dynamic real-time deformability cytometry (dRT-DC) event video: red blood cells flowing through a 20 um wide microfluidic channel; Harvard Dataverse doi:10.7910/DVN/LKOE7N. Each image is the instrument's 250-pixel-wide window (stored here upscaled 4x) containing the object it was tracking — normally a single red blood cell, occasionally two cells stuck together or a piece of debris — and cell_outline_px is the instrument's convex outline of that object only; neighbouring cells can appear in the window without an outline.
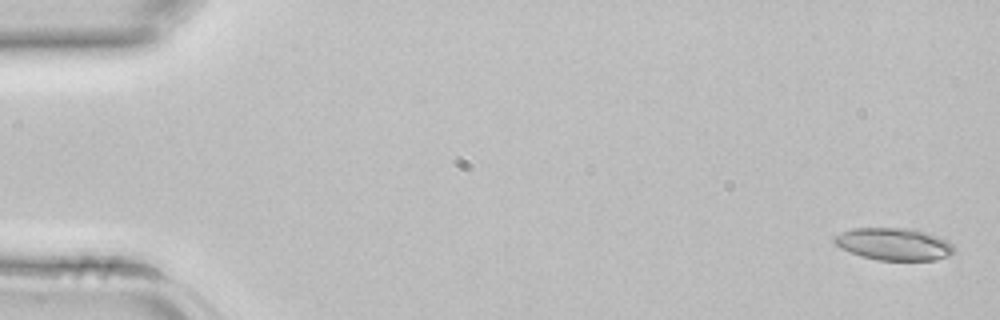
{"species": "common noctule bat (a hibernating species)", "species_latin": "Nyctalus noctula", "temperature_condition": "room temperature", "stored_images_in_passage": 44, "camera_frame_rate_fps": 3000, "um_per_image_px": 0.085, "animal": {"sex": "female", "body_mass_g": 22.7, "forearm_length_mm": 54.2}, "frame": {"image": 1, "passage_image": 2, "time_ms": 0.333, "image_size_px": [1000, 320], "cell_outline_px": [[956, 252], [948, 256], [936, 260], [876, 260], [860, 256], [840, 248], [832, 244], [832, 240], [836, 236], [852, 228], [912, 228], [936, 236], [952, 244], [956, 248]], "centroid_in_image_um": [75.97, 20.76], "position_along_channel_um": 9.0, "area_um2": 22.6}}
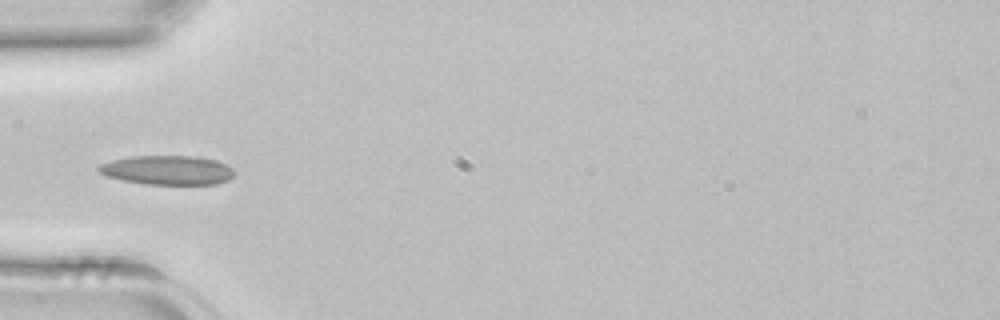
{"frame": {"image": 2, "passage_image": 15, "time_ms": 4.667, "image_size_px": [1000, 320], "cell_outline_px": [[236, 172], [228, 180], [216, 184], [144, 184], [124, 180], [108, 176], [100, 172], [96, 168], [100, 164], [112, 160], [132, 156], [200, 156], [216, 160], [232, 168]], "centroid_in_image_um": [14.26, 14.45], "position_along_channel_um": 70.7, "area_um2": 23.06}}
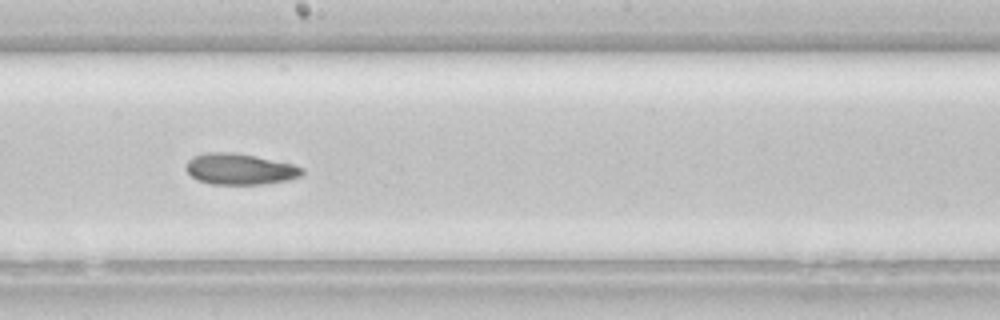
{"frame": {"image": 3, "passage_image": 25, "time_ms": 8.0, "image_size_px": [1000, 320], "cell_outline_px": [[304, 172], [300, 176], [288, 180], [264, 184], [212, 184], [196, 180], [184, 168], [188, 160], [192, 156], [204, 152], [232, 152], [256, 156], [292, 164], [304, 168]], "centroid_in_image_um": [20.35, 14.36], "position_along_channel_um": 227.8, "area_um2": 21.15}}